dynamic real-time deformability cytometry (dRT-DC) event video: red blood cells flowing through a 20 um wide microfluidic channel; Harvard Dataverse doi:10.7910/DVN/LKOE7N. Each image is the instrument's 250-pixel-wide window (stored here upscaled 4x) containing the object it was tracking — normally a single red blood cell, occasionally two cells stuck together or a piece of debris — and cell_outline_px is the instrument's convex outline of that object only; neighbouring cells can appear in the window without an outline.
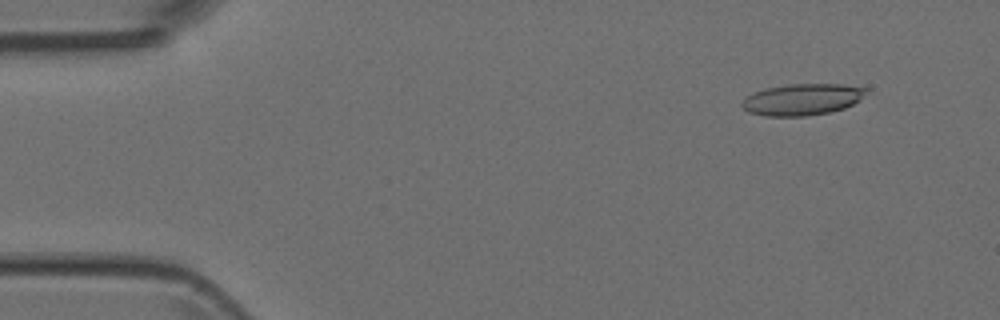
{"species": "Egyptian fruit bat (a non-hibernating species)", "species_latin": "Rousettus aegyptiacus", "temperature_condition": "room temperature", "stored_images_in_passage": 51, "camera_frame_rate_fps": 3000, "um_per_image_px": 0.085, "animal": {"sex": "female"}, "frame": {"image": 1, "passage_image": 5, "time_ms": 1.333, "image_size_px": [1000, 320], "cell_outline_px": [[868, 92], [860, 100], [844, 108], [828, 112], [804, 116], [764, 116], [748, 112], [740, 104], [748, 96], [764, 88], [788, 84], [840, 84], [868, 88]], "centroid_in_image_um": [68.21, 8.45], "position_along_channel_um": 16.8, "area_um2": 22.72}}
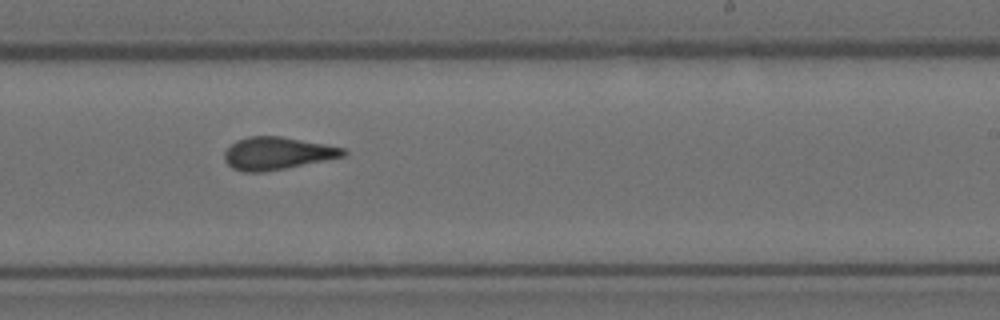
{"frame": {"image": 2, "passage_image": 31, "time_ms": 10.0, "image_size_px": [1000, 320], "cell_outline_px": [[348, 152], [344, 156], [264, 172], [244, 172], [232, 168], [224, 160], [224, 152], [236, 140], [248, 136], [280, 136], [324, 144], [344, 148]], "centroid_in_image_um": [23.52, 13.03], "position_along_channel_um": 265.5, "area_um2": 22.31}}
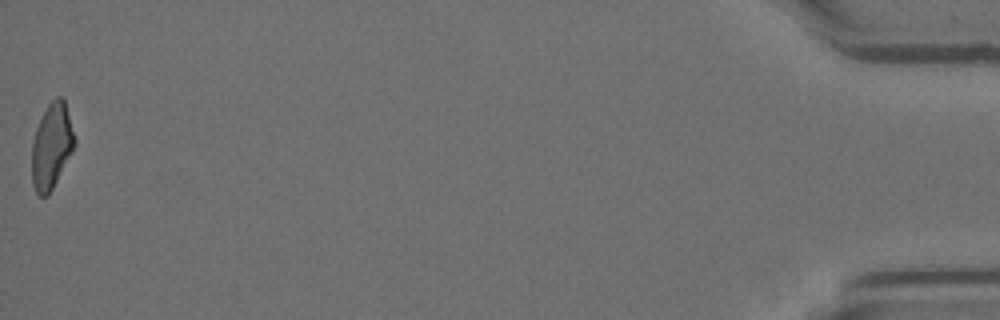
{"frame": {"image": 3, "passage_image": 51, "time_ms": 16.667, "image_size_px": [1000, 320], "cell_outline_px": [[76, 144], [72, 152], [48, 196], [40, 196], [36, 192], [32, 184], [32, 144], [36, 128], [48, 104], [56, 96], [64, 96], [76, 140]], "centroid_in_image_um": [4.4, 12.39], "position_along_channel_um": 430.8, "area_um2": 21.27}}